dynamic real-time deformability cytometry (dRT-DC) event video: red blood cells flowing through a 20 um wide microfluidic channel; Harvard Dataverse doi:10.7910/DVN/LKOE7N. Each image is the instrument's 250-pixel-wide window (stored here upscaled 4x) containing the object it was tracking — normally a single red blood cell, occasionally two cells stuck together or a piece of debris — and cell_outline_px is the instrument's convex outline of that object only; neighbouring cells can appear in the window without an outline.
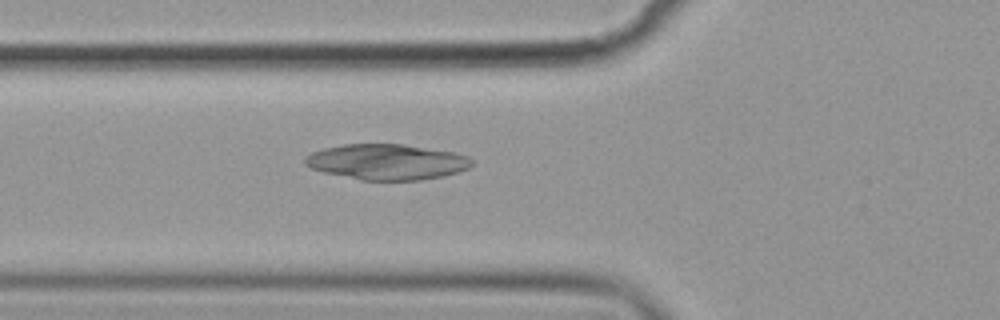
{"species": "common noctule bat (a hibernating species)", "species_latin": "Nyctalus noctula", "temperature_condition": "cold", "stored_images_in_passage": 53, "camera_frame_rate_fps": 3000, "um_per_image_px": 0.085, "animal": {"sex": "female", "body_mass_g": 19.9}, "frame": {"image": 1, "passage_image": 21, "time_ms": 6.667, "image_size_px": [1000, 320], "cell_outline_px": [[472, 164], [468, 168], [460, 172], [444, 176], [420, 180], [360, 180], [324, 172], [312, 168], [304, 164], [304, 156], [312, 152], [324, 148], [344, 144], [404, 144], [452, 152], [468, 156], [472, 160]], "centroid_in_image_um": [32.87, 13.76], "position_along_channel_um": 92.9, "area_um2": 34.62}}
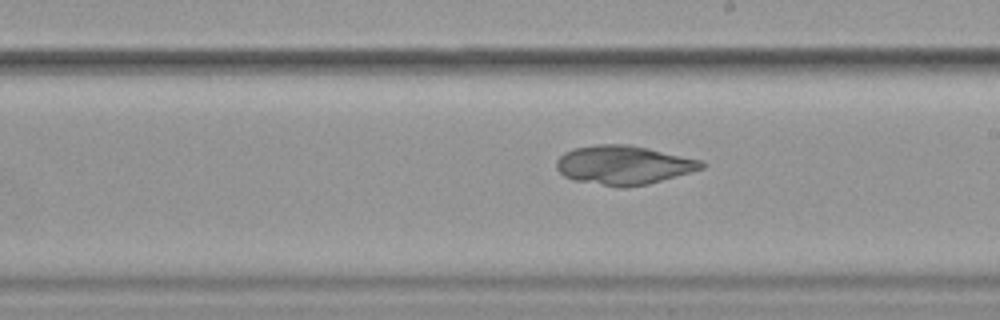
{"frame": {"image": 2, "passage_image": 33, "time_ms": 10.667, "image_size_px": [1000, 320], "cell_outline_px": [[708, 164], [704, 168], [648, 184], [624, 188], [620, 188], [572, 180], [564, 176], [556, 168], [556, 160], [564, 152], [572, 148], [596, 144], [628, 144], [648, 148], [704, 160]], "centroid_in_image_um": [53.01, 14.03], "position_along_channel_um": 236.0, "area_um2": 33.35}}
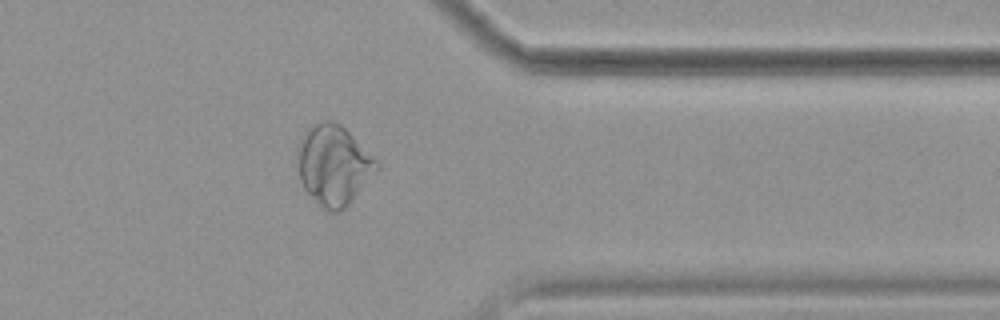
{"frame": {"image": 3, "passage_image": 46, "time_ms": 15.0, "image_size_px": [1000, 320], "cell_outline_px": [[380, 164], [352, 200], [340, 212], [328, 212], [320, 208], [304, 188], [300, 180], [296, 152], [300, 136], [308, 128], [324, 120], [332, 120], [340, 124], [376, 156], [380, 160]], "centroid_in_image_um": [28.34, 14.02], "position_along_channel_um": 383.1, "area_um2": 37.11}}